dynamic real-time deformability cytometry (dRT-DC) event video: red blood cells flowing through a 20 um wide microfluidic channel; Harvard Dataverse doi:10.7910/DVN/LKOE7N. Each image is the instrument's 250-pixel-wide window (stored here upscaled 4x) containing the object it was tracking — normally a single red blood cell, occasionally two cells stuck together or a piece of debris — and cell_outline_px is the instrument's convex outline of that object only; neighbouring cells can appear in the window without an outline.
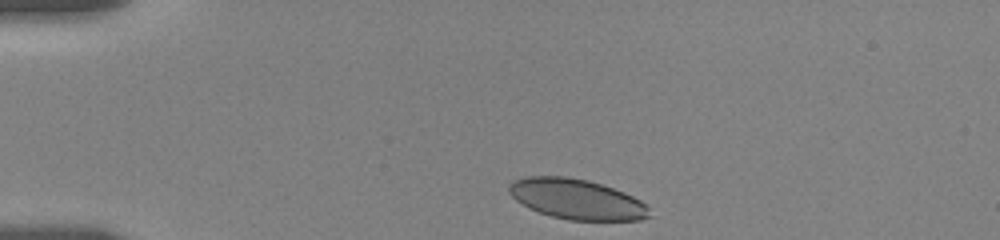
{"species": "human", "species_latin": "Homo sapiens", "temperature_condition": "room temperature", "stored_images_in_passage": 25, "camera_frame_rate_fps": 3000, "um_per_image_px": 0.085, "donor": {"sex": "female"}, "frame": {"image": 1, "passage_image": 1, "time_ms": 0.0, "image_size_px": [1000, 240], "cell_outline_px": [[652, 216], [640, 220], [568, 220], [552, 216], [528, 208], [516, 200], [508, 192], [508, 184], [512, 180], [524, 176], [568, 176], [588, 180], [624, 192], [640, 200], [648, 208]], "centroid_in_image_um": [48.98, 16.92], "position_along_channel_um": 36.0, "area_um2": 33.0}}
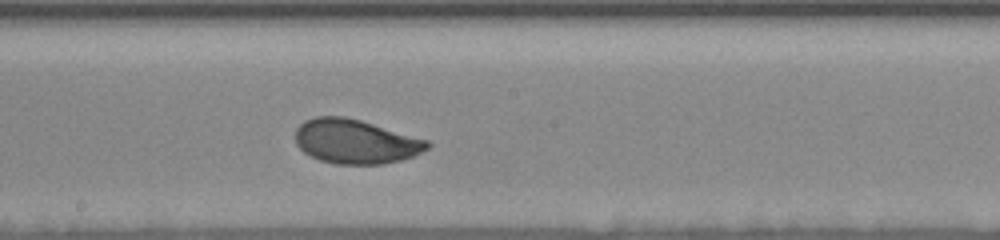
{"frame": {"image": 2, "passage_image": 14, "time_ms": 6.667, "image_size_px": [1000, 240], "cell_outline_px": [[432, 144], [428, 148], [412, 156], [400, 160], [384, 164], [336, 164], [320, 160], [304, 152], [296, 144], [296, 128], [304, 120], [316, 116], [344, 116], [360, 120], [428, 140]], "centroid_in_image_um": [30.2, 12.02], "position_along_channel_um": 218.0, "area_um2": 33.93}}
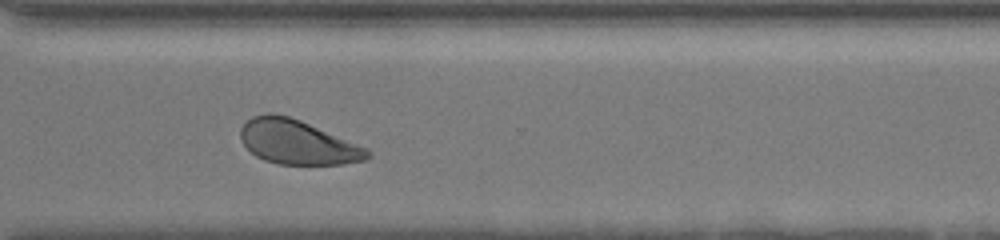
{"frame": {"image": 3, "passage_image": 24, "time_ms": 10.333, "image_size_px": [1000, 240], "cell_outline_px": [[372, 156], [368, 160], [344, 164], [280, 164], [264, 160], [256, 156], [240, 140], [240, 128], [252, 116], [268, 112], [272, 112], [288, 116], [300, 120], [368, 148], [372, 152]], "centroid_in_image_um": [25.31, 12.08], "position_along_channel_um": 345.3, "area_um2": 32.89}}